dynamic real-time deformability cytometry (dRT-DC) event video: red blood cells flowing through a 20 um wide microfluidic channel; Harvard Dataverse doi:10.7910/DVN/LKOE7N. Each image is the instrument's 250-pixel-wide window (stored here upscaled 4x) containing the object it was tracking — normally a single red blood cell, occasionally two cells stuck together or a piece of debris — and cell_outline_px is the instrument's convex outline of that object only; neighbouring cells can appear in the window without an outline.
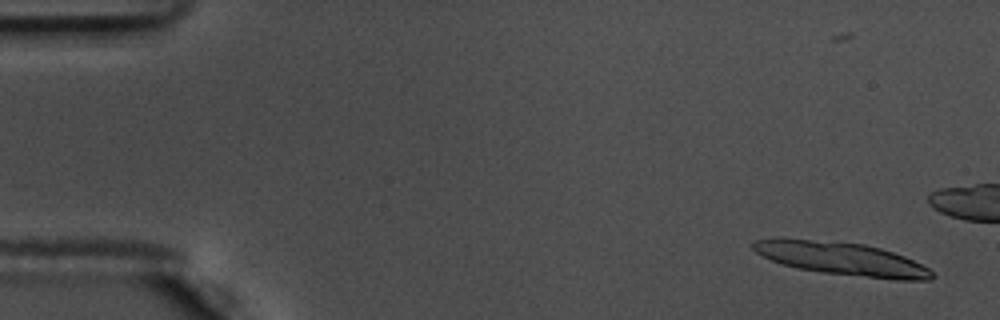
{"species": "common noctule bat (a hibernating species)", "species_latin": "Nyctalus noctula", "temperature_condition": "warm", "stored_images_in_passage": 16, "camera_frame_rate_fps": 3000, "um_per_image_px": 0.085, "animal": {"sex": "male", "body_mass_g": 17.5, "forearm_length_mm": 52.3}, "frame": {"image": 1, "passage_image": 3, "time_ms": 0.667, "image_size_px": [1000, 320], "cell_outline_px": [[936, 276], [928, 280], [896, 280], [824, 272], [796, 268], [780, 264], [756, 252], [752, 248], [752, 240], [772, 236], [784, 236], [864, 244], [880, 248], [904, 256], [928, 268]], "centroid_in_image_um": [71.43, 21.95], "position_along_channel_um": 13.6, "area_um2": 34.85}}